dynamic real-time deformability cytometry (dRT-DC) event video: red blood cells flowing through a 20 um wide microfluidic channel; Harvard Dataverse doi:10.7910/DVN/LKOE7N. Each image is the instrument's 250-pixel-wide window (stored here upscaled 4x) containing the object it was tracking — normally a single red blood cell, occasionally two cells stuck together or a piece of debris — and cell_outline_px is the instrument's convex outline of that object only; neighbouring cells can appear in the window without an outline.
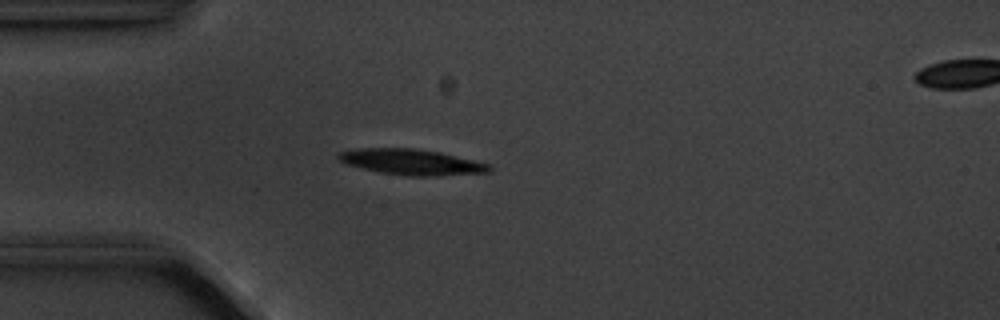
{"species": "common noctule bat (a hibernating species)", "species_latin": "Nyctalus noctula", "temperature_condition": "cold", "stored_images_in_passage": 4, "segment_of_instrument_passage": [1, 2], "camera_frame_rate_fps": 3000, "um_per_image_px": 0.085, "animal": {"sex": "male", "body_mass_g": 20.1, "forearm_length_mm": 53.5}, "frame": {"image": 1, "passage_image": 3, "time_ms": 3.333, "image_size_px": [1000, 320], "cell_outline_px": [[492, 168], [488, 172], [436, 176], [404, 176], [380, 172], [344, 164], [336, 156], [336, 152], [360, 148], [412, 148], [440, 152], [476, 160], [492, 164]], "centroid_in_image_um": [34.97, 13.77], "position_along_channel_um": 50.0, "area_um2": 22.83}}